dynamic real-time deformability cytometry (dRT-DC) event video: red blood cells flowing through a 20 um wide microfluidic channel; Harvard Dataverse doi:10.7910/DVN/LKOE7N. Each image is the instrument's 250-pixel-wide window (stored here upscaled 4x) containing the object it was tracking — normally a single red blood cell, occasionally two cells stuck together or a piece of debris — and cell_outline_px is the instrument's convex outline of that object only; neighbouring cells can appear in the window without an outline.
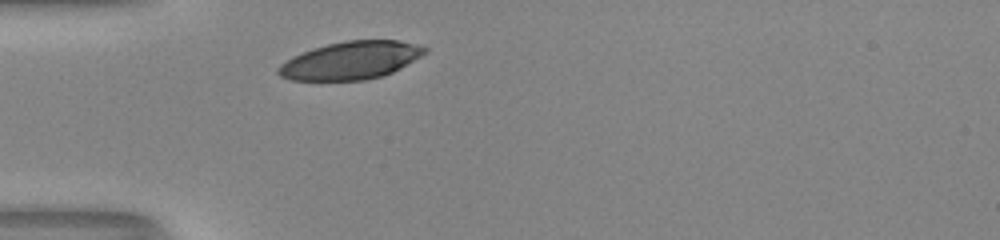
{"species": "human", "species_latin": "Homo sapiens", "temperature_condition": "room temperature", "stored_images_in_passage": 27, "camera_frame_rate_fps": 3000, "um_per_image_px": 0.085, "donor": {"sex": "male"}, "frame": {"image": 1, "passage_image": 1, "time_ms": 0.0, "image_size_px": [1000, 240], "cell_outline_px": [[428, 52], [400, 68], [384, 76], [364, 80], [292, 80], [280, 76], [276, 72], [276, 68], [280, 64], [292, 56], [312, 48], [328, 44], [348, 40], [400, 40], [416, 44], [428, 48]], "centroid_in_image_um": [29.81, 5.13], "position_along_channel_um": 55.2, "area_um2": 32.37}}
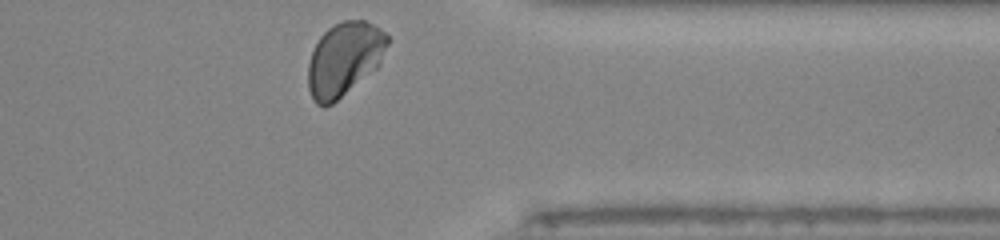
{"frame": {"image": 2, "passage_image": 27, "time_ms": 8.667, "image_size_px": [1000, 240], "cell_outline_px": [[388, 44], [380, 64], [376, 68], [332, 104], [324, 108], [316, 104], [312, 100], [308, 88], [308, 64], [312, 52], [320, 36], [328, 28], [344, 20], [364, 20], [380, 28], [388, 36]], "centroid_in_image_um": [29.25, 5.03], "position_along_channel_um": 382.2, "area_um2": 33.93}, "authors_computed_cell_mechanics": {"area_um2": 33.3506, "velocity_mm_per_s": 3.9784, "shape_relaxation_time_tau1_ms": 5.0187, "shape_relaxation_time_tau2_ms": null, "deformation_change_tau1": 0.1538, "deformation_change_tau2": null}}